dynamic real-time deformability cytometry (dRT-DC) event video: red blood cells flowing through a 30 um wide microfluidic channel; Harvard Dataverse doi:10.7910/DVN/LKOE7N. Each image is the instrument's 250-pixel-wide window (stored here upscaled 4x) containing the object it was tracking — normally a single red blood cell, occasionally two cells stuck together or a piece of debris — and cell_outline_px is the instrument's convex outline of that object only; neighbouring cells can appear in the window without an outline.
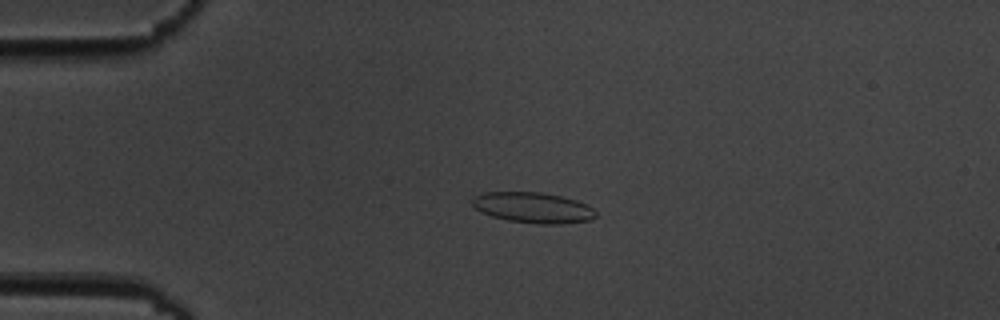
{"species": "common noctule bat (a hibernating species)", "species_latin": "Nyctalus noctula", "temperature_condition": "cold", "stored_images_in_passage": 5, "camera_frame_rate_fps": 3000, "um_per_image_px": 0.085, "animal": {"sex": "male", "body_mass_g": 19.5, "forearm_length_mm": 54.6}, "frame": {"image": 1, "passage_image": 4, "time_ms": 3.333, "image_size_px": [1000, 320], "cell_outline_px": [[596, 216], [592, 220], [560, 224], [540, 224], [508, 220], [492, 216], [476, 208], [472, 204], [472, 196], [484, 192], [540, 192], [564, 196], [588, 204], [596, 212]], "centroid_in_image_um": [45.34, 17.64], "position_along_channel_um": 39.7, "area_um2": 22.14}}